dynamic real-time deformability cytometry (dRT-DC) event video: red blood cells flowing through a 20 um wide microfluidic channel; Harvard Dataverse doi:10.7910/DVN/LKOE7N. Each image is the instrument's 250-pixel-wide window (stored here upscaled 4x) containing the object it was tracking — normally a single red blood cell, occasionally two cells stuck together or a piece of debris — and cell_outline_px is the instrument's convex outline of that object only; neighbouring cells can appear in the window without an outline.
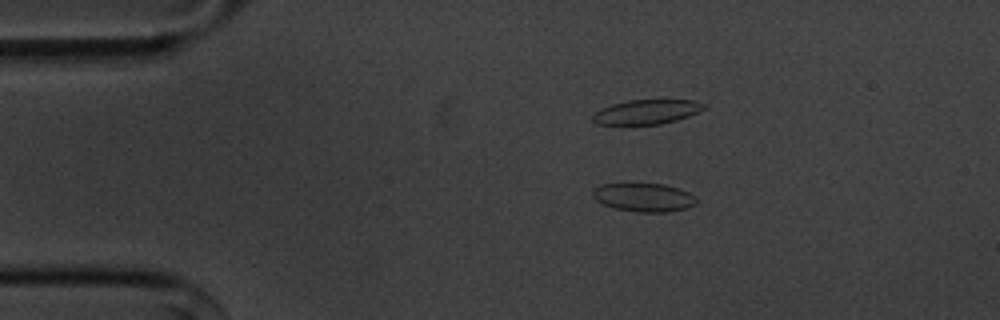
{"species": "common noctule bat (a hibernating species)", "species_latin": "Nyctalus noctula", "temperature_condition": "cold", "stored_images_in_passage": 54, "camera_frame_rate_fps": 3000, "um_per_image_px": 0.085, "animal": {"sex": "male", "body_mass_g": 20.1, "forearm_length_mm": 53.5}, "frame": {"image": 1, "passage_image": 9, "time_ms": 2.667, "image_size_px": [1000, 320], "cell_outline_px": [[696, 204], [688, 208], [664, 212], [636, 212], [616, 208], [604, 204], [596, 200], [592, 196], [592, 192], [600, 184], [664, 184], [680, 188], [696, 196]], "centroid_in_image_um": [54.76, 16.78], "position_along_channel_um": 30.2, "area_um2": 17.17}}